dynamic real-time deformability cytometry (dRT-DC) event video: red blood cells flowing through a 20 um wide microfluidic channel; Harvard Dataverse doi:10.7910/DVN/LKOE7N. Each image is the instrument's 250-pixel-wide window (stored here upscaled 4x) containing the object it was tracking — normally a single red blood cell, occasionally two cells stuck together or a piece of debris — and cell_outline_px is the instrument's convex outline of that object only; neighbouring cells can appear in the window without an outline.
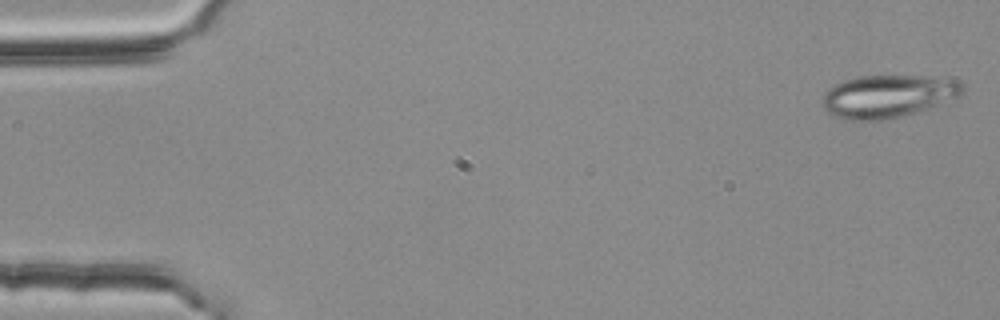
{"species": "common noctule bat (a hibernating species)", "species_latin": "Nyctalus noctula", "temperature_condition": "room temperature", "stored_images_in_passage": 53, "camera_frame_rate_fps": 3000, "um_per_image_px": 0.085, "animal": {"sex": "female", "body_mass_g": 25.1}, "frame": {"image": 1, "passage_image": 1, "time_ms": 0.0, "image_size_px": [1000, 320], "cell_outline_px": [[968, 88], [960, 96], [888, 120], [844, 120], [828, 112], [820, 104], [824, 92], [828, 88], [844, 80], [860, 76], [916, 76], [960, 80]], "centroid_in_image_um": [75.44, 8.17], "position_along_channel_um": 9.6, "area_um2": 34.74}}
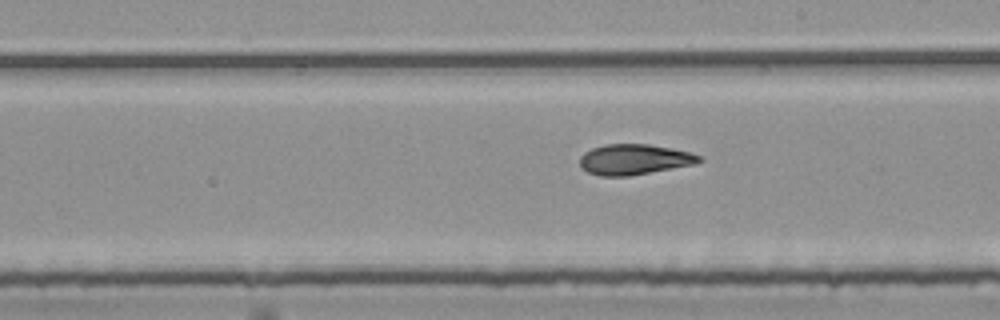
{"frame": {"image": 2, "passage_image": 30, "time_ms": 9.667, "image_size_px": [1000, 320], "cell_outline_px": [[704, 160], [692, 164], [628, 176], [600, 176], [588, 172], [580, 164], [580, 156], [584, 152], [592, 148], [604, 144], [648, 144], [672, 148], [688, 152], [700, 156]], "centroid_in_image_um": [53.87, 13.54], "position_along_channel_um": 235.1, "area_um2": 20.92}}
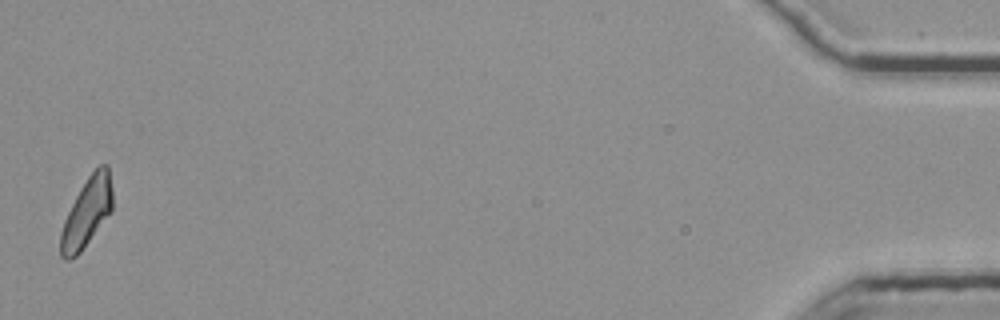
{"frame": {"image": 3, "passage_image": 53, "time_ms": 17.333, "image_size_px": [1000, 320], "cell_outline_px": [[112, 212], [80, 252], [76, 256], [68, 260], [64, 260], [60, 256], [60, 232], [64, 220], [80, 188], [88, 176], [100, 164], [108, 164], [112, 192]], "centroid_in_image_um": [7.38, 18.07], "position_along_channel_um": 427.8, "area_um2": 20.87}, "authors_computed_cell_mechanics": {"area_um2": 21.5594, "velocity_mm_per_s": 3.7843, "shape_relaxation_time_tau1_ms": null, "shape_relaxation_time_tau2_ms": 4.5342, "deformation_change_tau1": null, "deformation_change_tau2": 0.0979}}